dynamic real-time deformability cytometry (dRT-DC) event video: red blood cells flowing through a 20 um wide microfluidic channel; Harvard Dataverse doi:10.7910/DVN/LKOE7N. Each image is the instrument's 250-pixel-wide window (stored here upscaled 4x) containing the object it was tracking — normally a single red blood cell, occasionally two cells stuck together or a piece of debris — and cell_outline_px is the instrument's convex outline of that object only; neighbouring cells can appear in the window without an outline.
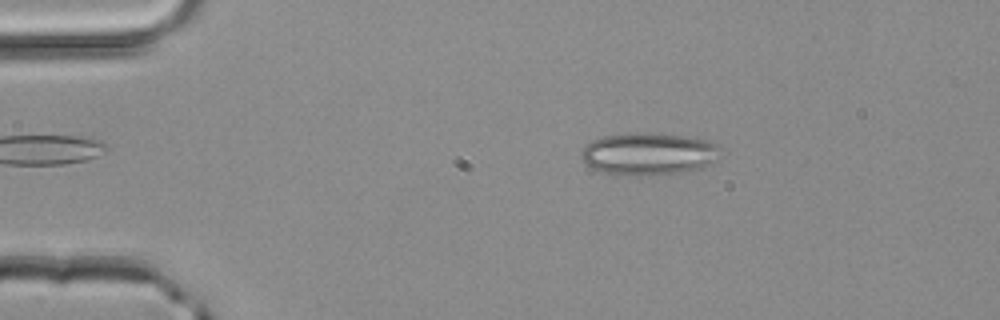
{"species": "common noctule bat (a hibernating species)", "species_latin": "Nyctalus noctula", "temperature_condition": "room temperature", "stored_images_in_passage": 2, "camera_frame_rate_fps": 3000, "um_per_image_px": 0.085, "animal": {"sex": "male", "body_mass_g": 20.4}, "frame": {"image": 1, "passage_image": 1, "time_ms": 0.0, "image_size_px": [1000, 320], "cell_outline_px": [[720, 148], [716, 160], [704, 168], [684, 172], [652, 176], [640, 176], [600, 172], [592, 168], [580, 156], [580, 152], [592, 140], [604, 136], [644, 132], [688, 136], [708, 140], [716, 144]], "centroid_in_image_um": [55.17, 13.09], "position_along_channel_um": 29.8, "area_um2": 34.56}}